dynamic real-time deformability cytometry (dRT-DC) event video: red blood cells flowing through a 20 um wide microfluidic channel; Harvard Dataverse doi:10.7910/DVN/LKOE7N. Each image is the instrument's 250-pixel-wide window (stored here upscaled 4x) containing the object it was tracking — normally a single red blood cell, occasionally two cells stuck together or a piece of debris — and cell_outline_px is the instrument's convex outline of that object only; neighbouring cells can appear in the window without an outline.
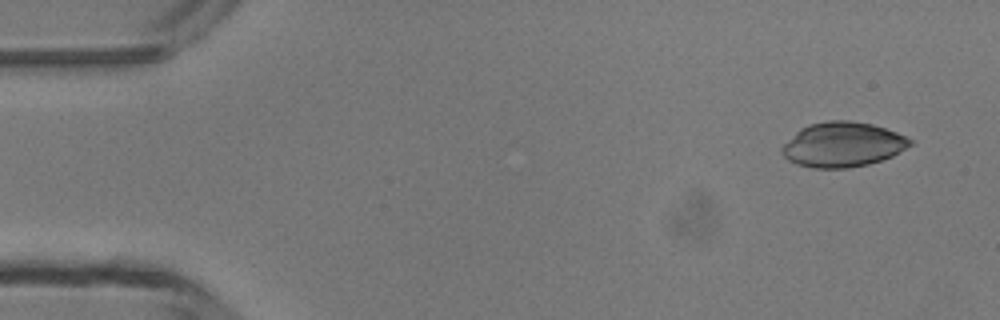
{"species": "common noctule bat (a hibernating species)", "species_latin": "Nyctalus noctula", "temperature_condition": "room temperature", "stored_images_in_passage": 4, "camera_frame_rate_fps": 3000, "um_per_image_px": 0.085, "animal": {"sex": "male", "body_mass_g": 13.3}, "frame": {"image": 1, "passage_image": 1, "time_ms": 0.0, "image_size_px": [1000, 320], "cell_outline_px": [[912, 144], [892, 156], [868, 164], [848, 168], [812, 168], [796, 164], [788, 160], [780, 152], [780, 148], [800, 128], [812, 124], [828, 120], [848, 120], [872, 124], [896, 132], [912, 140]], "centroid_in_image_um": [71.6, 12.29], "position_along_channel_um": 13.4, "area_um2": 33.29}}